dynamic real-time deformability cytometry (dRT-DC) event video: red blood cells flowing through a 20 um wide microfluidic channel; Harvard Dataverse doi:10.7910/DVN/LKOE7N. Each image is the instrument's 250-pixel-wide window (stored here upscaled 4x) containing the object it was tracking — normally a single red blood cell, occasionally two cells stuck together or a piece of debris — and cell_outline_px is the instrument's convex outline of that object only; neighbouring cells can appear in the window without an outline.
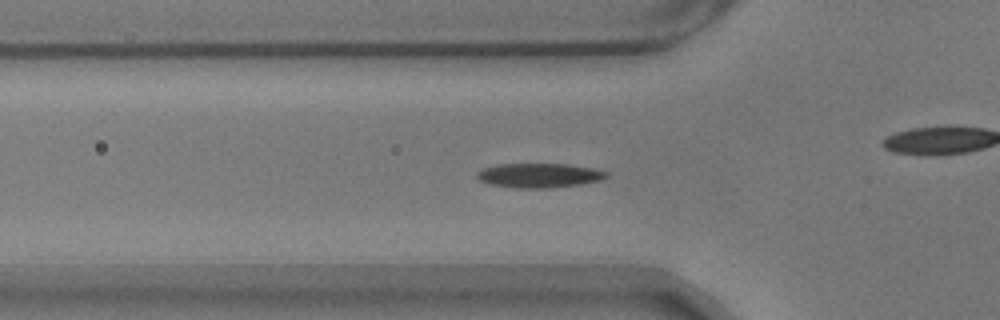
{"species": "common noctule bat (a hibernating species)", "species_latin": "Nyctalus noctula", "temperature_condition": "warm", "stored_images_in_passage": 57, "camera_frame_rate_fps": 3000, "um_per_image_px": 0.085, "animal": {"sex": "male", "body_mass_g": 17.9}, "frame": {"image": 1, "passage_image": 18, "time_ms": 5.667, "image_size_px": [1000, 320], "cell_outline_px": [[608, 176], [600, 180], [580, 184], [552, 188], [516, 188], [488, 184], [480, 180], [476, 176], [476, 172], [480, 168], [496, 164], [568, 164], [592, 168], [608, 172]], "centroid_in_image_um": [45.77, 14.91], "position_along_channel_um": 80.0, "area_um2": 18.55}}
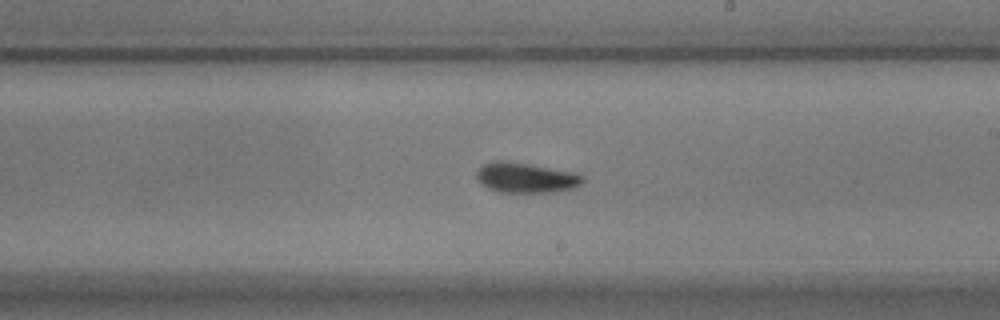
{"frame": {"image": 2, "passage_image": 32, "time_ms": 10.333, "image_size_px": [1000, 320], "cell_outline_px": [[584, 180], [580, 184], [572, 188], [552, 192], [496, 192], [480, 184], [476, 180], [476, 172], [484, 164], [496, 160], [504, 160], [528, 164], [572, 172], [584, 176]], "centroid_in_image_um": [44.64, 15.11], "position_along_channel_um": 244.4, "area_um2": 18.55}}
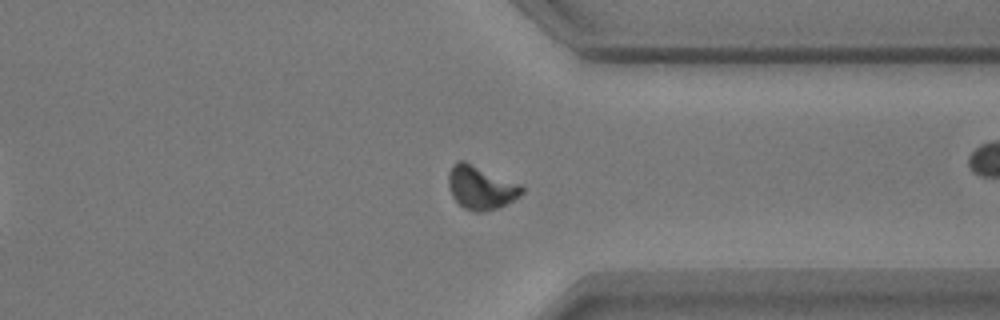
{"frame": {"image": 3, "passage_image": 43, "time_ms": 14.0, "image_size_px": [1000, 320], "cell_outline_px": [[524, 192], [520, 196], [496, 208], [484, 212], [476, 212], [464, 208], [452, 196], [448, 184], [448, 172], [452, 164], [456, 160], [464, 160], [520, 184], [524, 188]], "centroid_in_image_um": [40.84, 15.92], "position_along_channel_um": 370.6, "area_um2": 18.55}, "authors_computed_cell_mechanics": {"area_um2": 17.4556, "velocity_mm_per_s": 3.5091, "shape_relaxation_time_tau1_ms": 3.9367, "shape_relaxation_time_tau2_ms": 1.8469, "deformation_change_tau1": 0.1424, "deformation_change_tau2": 0.0613}}